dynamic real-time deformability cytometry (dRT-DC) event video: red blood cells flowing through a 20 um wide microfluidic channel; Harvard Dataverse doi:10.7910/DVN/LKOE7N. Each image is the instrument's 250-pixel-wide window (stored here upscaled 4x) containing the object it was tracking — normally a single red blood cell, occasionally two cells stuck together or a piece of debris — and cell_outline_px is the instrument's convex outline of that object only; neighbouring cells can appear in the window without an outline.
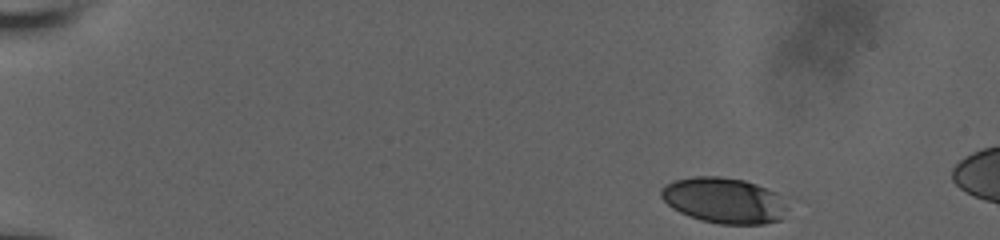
{"species": "human", "species_latin": "Homo sapiens", "temperature_condition": "room temperature", "stored_images_in_passage": 13, "camera_frame_rate_fps": 3000, "um_per_image_px": 0.085, "donor": {"sex": "male"}, "frame": {"image": 1, "passage_image": 1, "time_ms": 0.0, "image_size_px": [1000, 240], "cell_outline_px": [[788, 208], [780, 220], [764, 224], [720, 224], [700, 220], [688, 216], [672, 208], [660, 196], [660, 188], [672, 180], [692, 176], [720, 176], [744, 180], [756, 184], [776, 192]], "centroid_in_image_um": [61.51, 17.03], "position_along_channel_um": 23.5, "area_um2": 33.81}}